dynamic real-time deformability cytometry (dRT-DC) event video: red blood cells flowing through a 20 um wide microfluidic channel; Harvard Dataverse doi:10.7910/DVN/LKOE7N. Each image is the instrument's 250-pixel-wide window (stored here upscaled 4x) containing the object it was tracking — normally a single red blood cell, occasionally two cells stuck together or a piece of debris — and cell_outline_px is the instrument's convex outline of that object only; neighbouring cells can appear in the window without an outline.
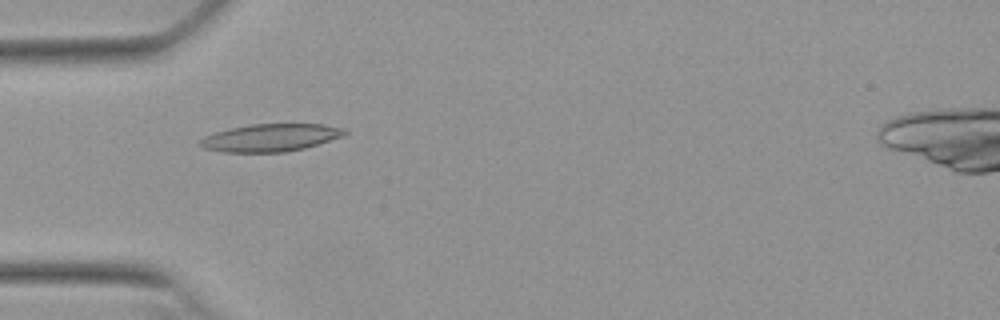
{"species": "Egyptian fruit bat (a non-hibernating species)", "species_latin": "Rousettus aegyptiacus", "temperature_condition": "warm", "stored_images_in_passage": 54, "camera_frame_rate_fps": 3000, "um_per_image_px": 0.085, "animal": {"sex": "female"}, "frame": {"image": 1, "passage_image": 17, "time_ms": 5.333, "image_size_px": [1000, 320], "cell_outline_px": [[348, 132], [344, 136], [304, 148], [284, 152], [224, 152], [204, 148], [196, 144], [204, 136], [216, 132], [232, 128], [252, 124], [324, 124], [344, 128]], "centroid_in_image_um": [23.0, 11.7], "position_along_channel_um": 62.0, "area_um2": 23.18}}
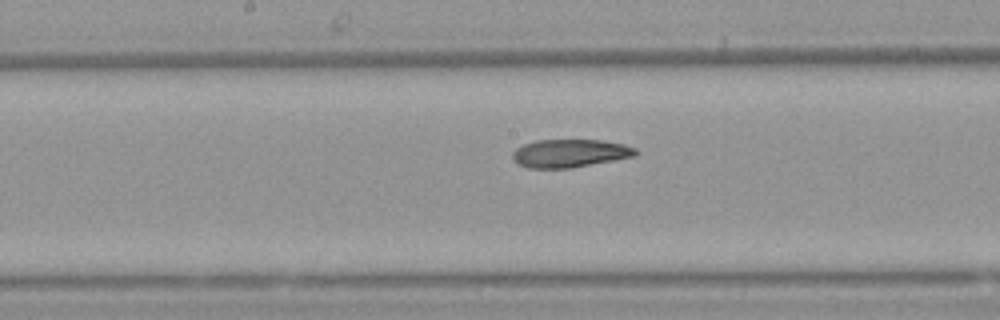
{"frame": {"image": 2, "passage_image": 28, "time_ms": 9.0, "image_size_px": [1000, 320], "cell_outline_px": [[640, 152], [636, 156], [572, 168], [528, 168], [516, 164], [512, 160], [512, 152], [516, 148], [524, 144], [536, 140], [600, 140], [624, 144], [636, 148]], "centroid_in_image_um": [48.43, 13.03], "position_along_channel_um": 199.8, "area_um2": 20.4}}
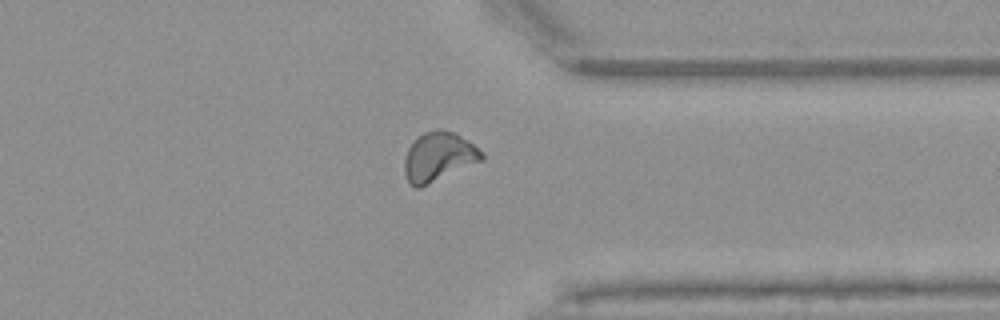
{"frame": {"image": 3, "passage_image": 42, "time_ms": 13.667, "image_size_px": [1000, 320], "cell_outline_px": [[484, 160], [420, 188], [416, 188], [408, 180], [404, 172], [404, 160], [408, 148], [424, 132], [436, 128], [440, 128], [456, 132], [468, 140], [484, 152]], "centroid_in_image_um": [37.32, 13.31], "position_along_channel_um": 374.1, "area_um2": 22.31}, "authors_computed_cell_mechanics": {"area_um2": 21.1837, "velocity_mm_per_s": 3.8101, "shape_relaxation_time_tau1_ms": null, "shape_relaxation_time_tau2_ms": 6.0977, "deformation_change_tau1": null, "deformation_change_tau2": 0.1343}}